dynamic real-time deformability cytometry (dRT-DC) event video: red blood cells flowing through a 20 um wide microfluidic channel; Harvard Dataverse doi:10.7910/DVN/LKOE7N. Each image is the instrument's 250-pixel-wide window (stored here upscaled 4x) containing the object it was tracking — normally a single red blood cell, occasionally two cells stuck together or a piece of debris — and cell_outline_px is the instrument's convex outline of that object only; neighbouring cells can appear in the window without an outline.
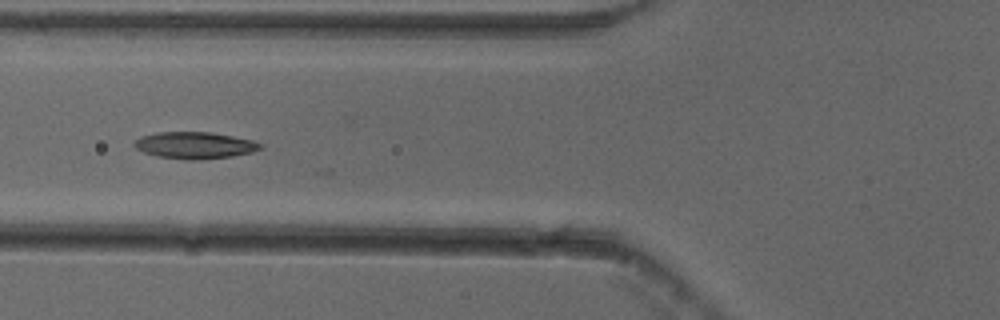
{"species": "common noctule bat (a hibernating species)", "species_latin": "Nyctalus noctula", "temperature_condition": "cold", "stored_images_in_passage": 26, "camera_frame_rate_fps": 3000, "um_per_image_px": 0.085, "animal": {"sex": "female"}, "frame": {"image": 1, "passage_image": 22, "time_ms": 7.0, "image_size_px": [1000, 320], "cell_outline_px": [[264, 148], [252, 152], [232, 156], [196, 160], [188, 160], [156, 156], [144, 152], [136, 148], [132, 144], [140, 136], [156, 132], [212, 132], [252, 140], [264, 144]], "centroid_in_image_um": [16.56, 12.35], "position_along_channel_um": 109.2, "area_um2": 19.77}}
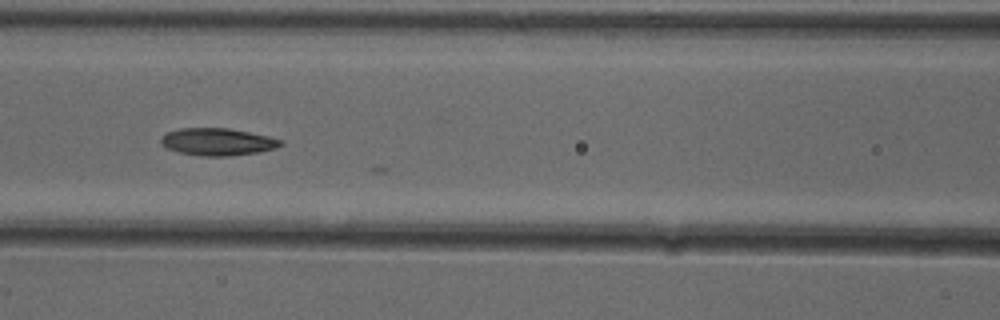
{"frame": {"image": 2, "passage_image": 25, "time_ms": 8.0, "image_size_px": [1000, 320], "cell_outline_px": [[284, 144], [276, 148], [260, 152], [228, 156], [200, 156], [180, 152], [168, 148], [160, 144], [160, 140], [168, 132], [180, 128], [228, 128], [268, 136], [284, 140]], "centroid_in_image_um": [18.54, 12.06], "position_along_channel_um": 148.1, "area_um2": 19.02}}